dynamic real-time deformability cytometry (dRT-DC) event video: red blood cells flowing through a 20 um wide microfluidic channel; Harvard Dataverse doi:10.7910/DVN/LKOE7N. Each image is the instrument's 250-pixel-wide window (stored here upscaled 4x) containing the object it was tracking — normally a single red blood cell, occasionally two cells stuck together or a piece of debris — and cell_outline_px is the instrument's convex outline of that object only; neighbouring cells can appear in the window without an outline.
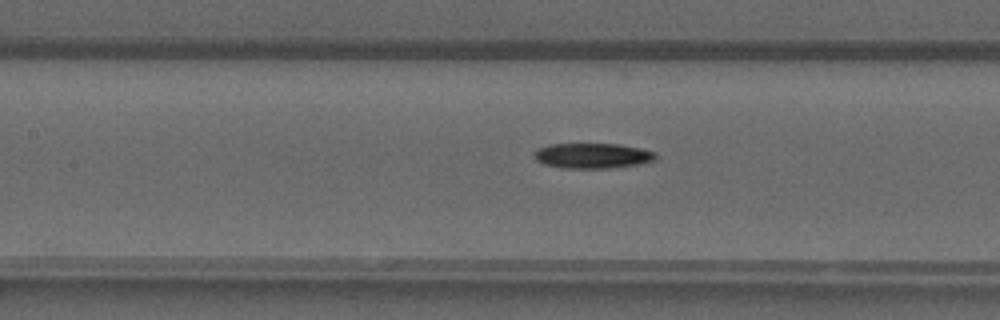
{"species": "common noctule bat (a hibernating species)", "species_latin": "Nyctalus noctula", "temperature_condition": "warm", "stored_images_in_passage": 41, "camera_frame_rate_fps": 3000, "um_per_image_px": 0.085, "animal": {"sex": "male", "forearm_length_mm": 52.5}, "frame": {"image": 1, "passage_image": 18, "time_ms": 5.667, "image_size_px": [1000, 320], "cell_outline_px": [[656, 160], [640, 164], [608, 168], [564, 168], [544, 164], [536, 160], [532, 156], [532, 152], [536, 148], [548, 144], [620, 144], [640, 148], [656, 152]], "centroid_in_image_um": [50.32, 13.23], "position_along_channel_um": 157.1, "area_um2": 18.09}}
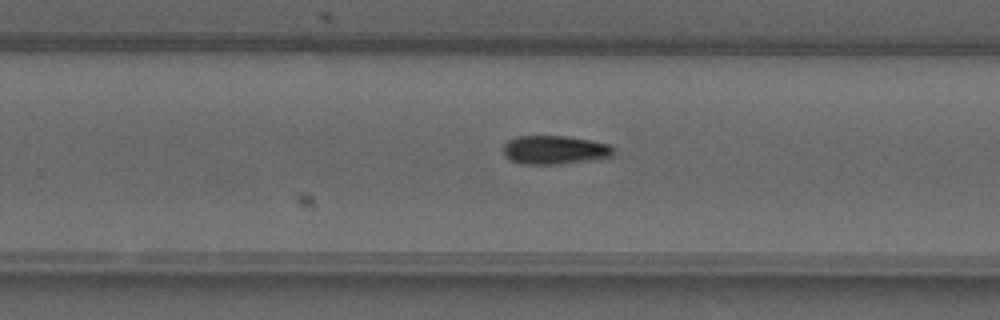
{"frame": {"image": 2, "passage_image": 27, "time_ms": 8.667, "image_size_px": [1000, 320], "cell_outline_px": [[612, 156], [556, 164], [524, 164], [512, 160], [504, 156], [504, 144], [508, 140], [516, 136], [564, 136], [592, 140], [608, 144], [612, 148]], "centroid_in_image_um": [47.09, 12.72], "position_along_channel_um": 282.7, "area_um2": 18.03}}
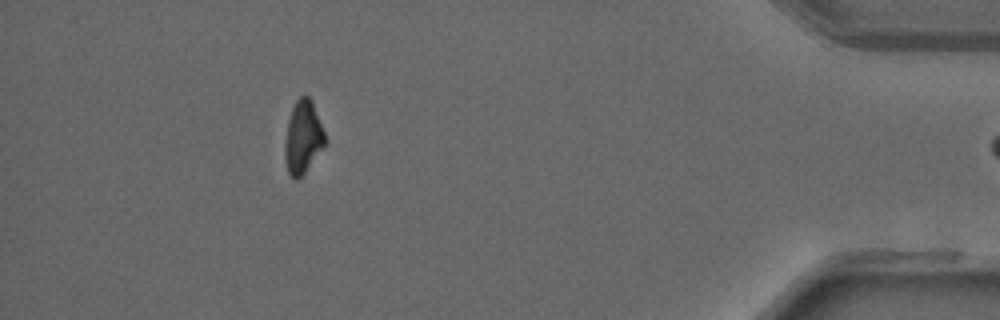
{"frame": {"image": 3, "passage_image": 40, "time_ms": 13.0, "image_size_px": [1000, 320], "cell_outline_px": [[324, 148], [304, 172], [296, 180], [288, 172], [284, 156], [284, 144], [288, 120], [292, 108], [296, 100], [300, 96], [308, 96], [312, 100], [324, 132]], "centroid_in_image_um": [25.73, 11.65], "position_along_channel_um": 409.5, "area_um2": 16.82}}